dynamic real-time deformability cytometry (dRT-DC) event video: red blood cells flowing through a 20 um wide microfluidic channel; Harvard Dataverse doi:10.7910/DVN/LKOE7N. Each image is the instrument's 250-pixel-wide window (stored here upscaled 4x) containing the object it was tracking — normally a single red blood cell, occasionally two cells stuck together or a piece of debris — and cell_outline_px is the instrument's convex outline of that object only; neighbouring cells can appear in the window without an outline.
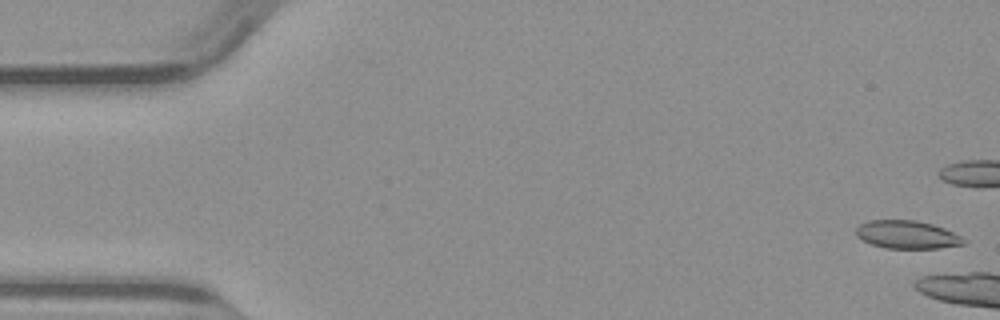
{"species": "common noctule bat (a hibernating species)", "species_latin": "Nyctalus noctula", "temperature_condition": "warm", "stored_images_in_passage": 5, "camera_frame_rate_fps": 3000, "um_per_image_px": 0.085, "animal": {"sex": "male", "body_mass_g": 23.1, "forearm_length_mm": 52.7}, "frame": {"image": 1, "passage_image": 1, "time_ms": 0.0, "image_size_px": [1000, 320], "cell_outline_px": [[968, 240], [964, 244], [940, 248], [884, 248], [872, 244], [856, 236], [856, 228], [860, 224], [868, 220], [916, 220], [932, 224], [944, 228]], "centroid_in_image_um": [77.1, 19.94], "position_along_channel_um": 7.9, "area_um2": 17.57}}